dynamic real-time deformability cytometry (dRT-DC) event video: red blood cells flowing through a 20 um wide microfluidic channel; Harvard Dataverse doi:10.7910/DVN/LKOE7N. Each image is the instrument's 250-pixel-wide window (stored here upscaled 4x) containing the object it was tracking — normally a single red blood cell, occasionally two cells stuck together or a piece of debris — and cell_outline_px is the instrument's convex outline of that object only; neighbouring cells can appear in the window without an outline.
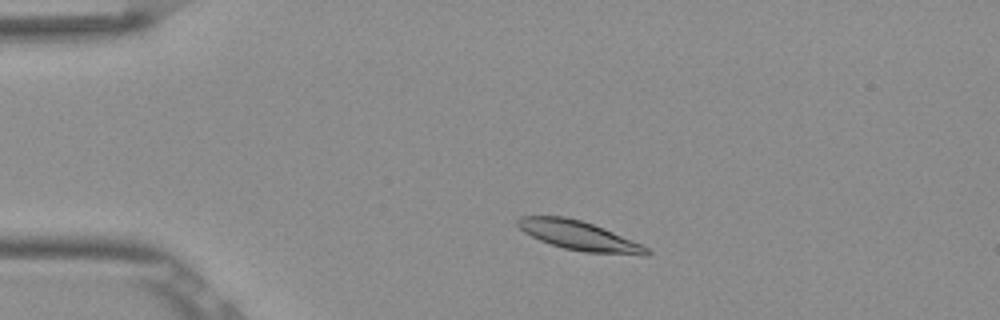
{"species": "Egyptian fruit bat (a non-hibernating species)", "species_latin": "Rousettus aegyptiacus", "temperature_condition": "room temperature", "stored_images_in_passage": 49, "camera_frame_rate_fps": 3000, "um_per_image_px": 0.085, "frame": {"image": 1, "passage_image": 7, "time_ms": 2.0, "image_size_px": [1000, 320], "cell_outline_px": [[652, 252], [648, 256], [644, 256], [584, 252], [564, 248], [540, 240], [524, 232], [516, 224], [516, 220], [520, 216], [564, 216], [580, 220], [604, 228], [640, 244], [648, 248]], "centroid_in_image_um": [49.24, 20.04], "position_along_channel_um": 35.8, "area_um2": 21.91}}
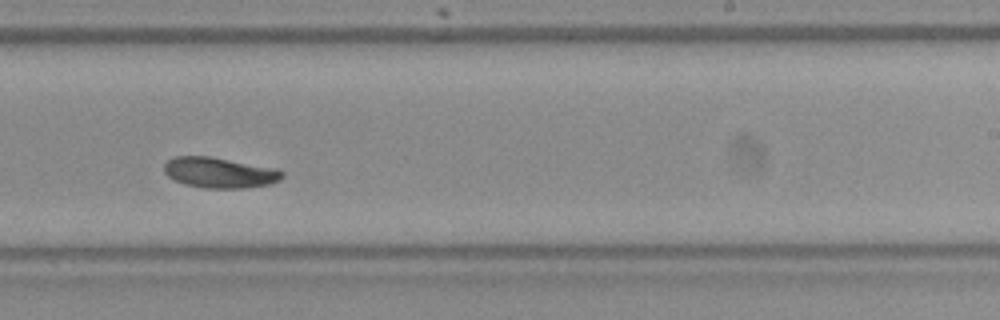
{"frame": {"image": 2, "passage_image": 29, "time_ms": 9.333, "image_size_px": [1000, 320], "cell_outline_px": [[284, 176], [280, 180], [272, 184], [244, 188], [204, 188], [184, 184], [168, 176], [164, 172], [164, 164], [168, 160], [176, 156], [212, 156], [276, 168], [284, 172]], "centroid_in_image_um": [18.69, 14.67], "position_along_channel_um": 270.3, "area_um2": 21.21}}
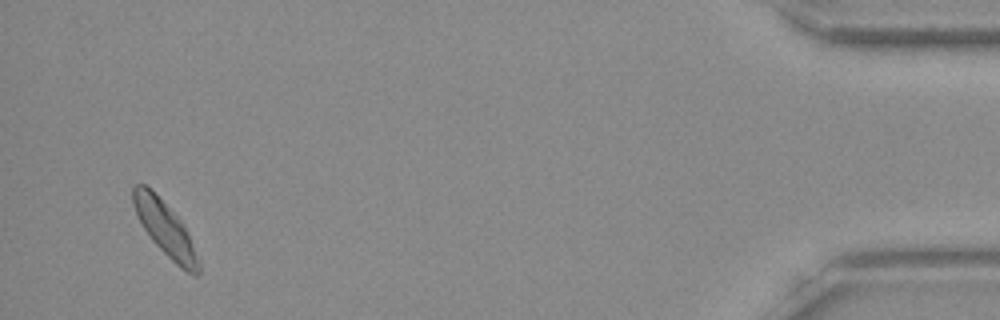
{"frame": {"image": 3, "passage_image": 47, "time_ms": 15.333, "image_size_px": [1000, 320], "cell_outline_px": [[200, 272], [196, 276], [180, 268], [152, 240], [144, 228], [132, 204], [132, 188], [136, 184], [144, 184], [180, 220], [200, 260]], "centroid_in_image_um": [14.04, 19.48], "position_along_channel_um": 421.2, "area_um2": 19.77}, "authors_computed_cell_mechanics": {"area_um2": 20.9814, "velocity_mm_per_s": 3.7967, "shape_relaxation_time_tau1_ms": 3.657, "shape_relaxation_time_tau2_ms": null, "deformation_change_tau1": 0.1017, "deformation_change_tau2": null}}